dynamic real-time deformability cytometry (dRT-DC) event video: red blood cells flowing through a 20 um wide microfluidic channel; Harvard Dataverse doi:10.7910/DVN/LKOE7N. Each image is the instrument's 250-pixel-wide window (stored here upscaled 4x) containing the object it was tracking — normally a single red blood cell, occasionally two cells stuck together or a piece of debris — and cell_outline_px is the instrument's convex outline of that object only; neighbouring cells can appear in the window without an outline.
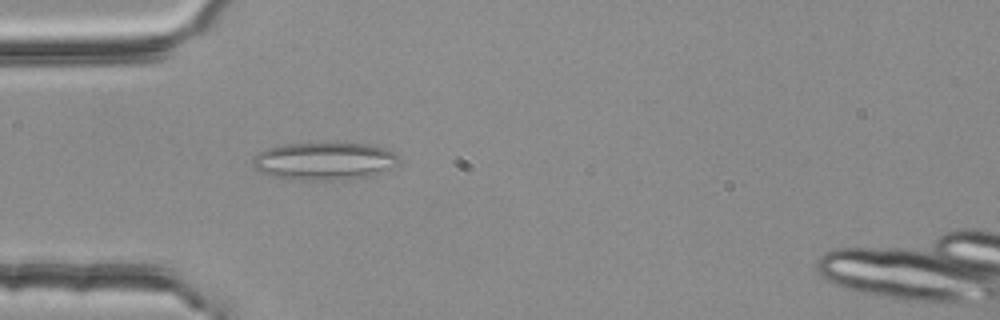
{"species": "common noctule bat (a hibernating species)", "species_latin": "Nyctalus noctula", "temperature_condition": "room temperature", "stored_images_in_passage": 4, "camera_frame_rate_fps": 3000, "um_per_image_px": 0.085, "animal": {"sex": "female", "body_mass_g": 25.1}, "frame": {"image": 1, "passage_image": 3, "time_ms": 0.667, "image_size_px": [1000, 320], "cell_outline_px": [[400, 164], [372, 176], [340, 180], [300, 180], [272, 176], [260, 172], [252, 168], [252, 156], [268, 148], [284, 144], [368, 144], [384, 148], [396, 152], [400, 160]], "centroid_in_image_um": [27.58, 13.71], "position_along_channel_um": 57.4, "area_um2": 32.25}}